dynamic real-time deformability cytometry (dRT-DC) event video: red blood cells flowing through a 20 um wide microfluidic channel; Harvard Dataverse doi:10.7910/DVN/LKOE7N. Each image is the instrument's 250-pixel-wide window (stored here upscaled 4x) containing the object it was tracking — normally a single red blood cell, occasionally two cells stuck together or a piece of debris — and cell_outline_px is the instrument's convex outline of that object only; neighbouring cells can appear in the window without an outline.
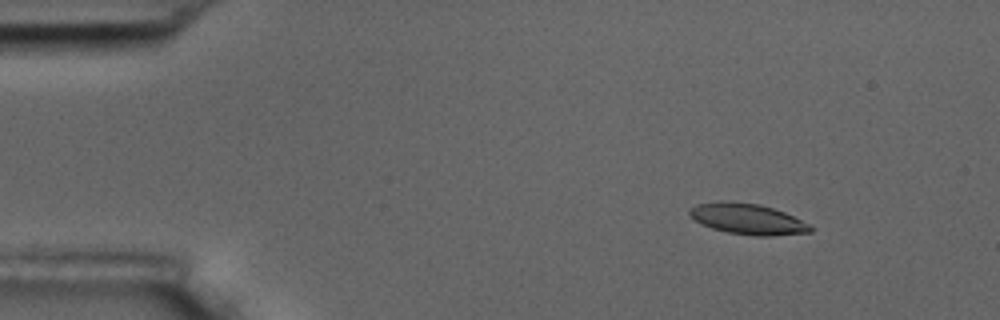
{"species": "common noctule bat (a hibernating species)", "species_latin": "Nyctalus noctula", "temperature_condition": "room temperature", "stored_images_in_passage": 6, "camera_frame_rate_fps": 3000, "um_per_image_px": 0.085, "animal": {"sex": "male", "body_mass_g": 17.5, "forearm_length_mm": 52.3}, "frame": {"image": 1, "passage_image": 3, "time_ms": 2.333, "image_size_px": [1000, 320], "cell_outline_px": [[812, 232], [772, 236], [756, 236], [728, 232], [712, 228], [696, 220], [688, 212], [696, 204], [760, 204], [784, 212], [808, 224], [812, 228]], "centroid_in_image_um": [63.64, 18.67], "position_along_channel_um": 21.4, "area_um2": 20.46}}
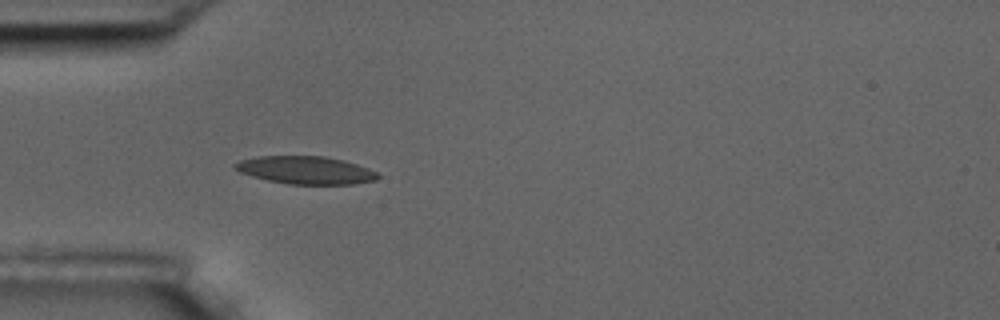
{"frame": {"image": 2, "passage_image": 6, "time_ms": 5.667, "image_size_px": [1000, 320], "cell_outline_px": [[380, 176], [376, 180], [356, 184], [288, 184], [268, 180], [252, 176], [240, 172], [232, 168], [232, 164], [240, 160], [256, 156], [324, 156], [344, 160], [368, 168], [376, 172]], "centroid_in_image_um": [25.96, 14.46], "position_along_channel_um": 59.0, "area_um2": 23.24}}